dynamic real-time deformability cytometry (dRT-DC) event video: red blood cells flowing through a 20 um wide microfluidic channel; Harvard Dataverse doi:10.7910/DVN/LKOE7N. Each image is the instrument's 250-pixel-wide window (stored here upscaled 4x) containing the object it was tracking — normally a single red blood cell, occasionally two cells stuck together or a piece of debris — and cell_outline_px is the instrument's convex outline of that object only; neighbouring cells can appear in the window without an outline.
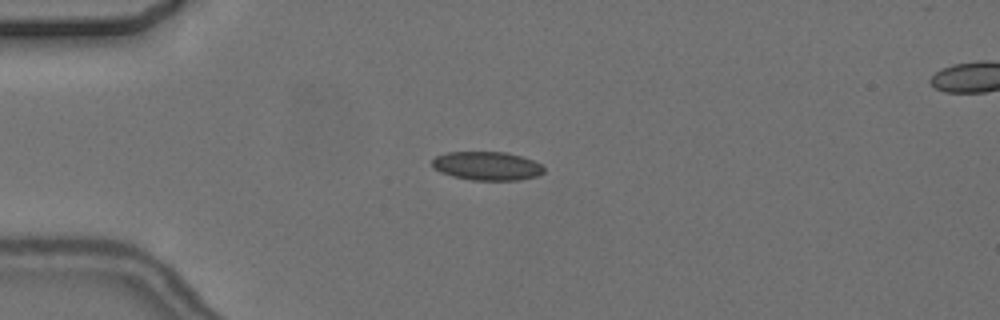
{"species": "common noctule bat (a hibernating species)", "species_latin": "Nyctalus noctula", "temperature_condition": "cold", "stored_images_in_passage": 4, "camera_frame_rate_fps": 3000, "um_per_image_px": 0.085, "animal": {"sex": "female", "body_mass_g": 24.6, "forearm_length_mm": 56.2}, "frame": {"image": 1, "passage_image": 2, "time_ms": 2.333, "image_size_px": [1000, 320], "cell_outline_px": [[544, 172], [536, 176], [516, 180], [472, 180], [452, 176], [440, 172], [432, 168], [432, 160], [436, 156], [448, 152], [508, 152], [532, 160], [540, 164], [544, 168]], "centroid_in_image_um": [41.36, 14.1], "position_along_channel_um": 43.6, "area_um2": 18.61}}
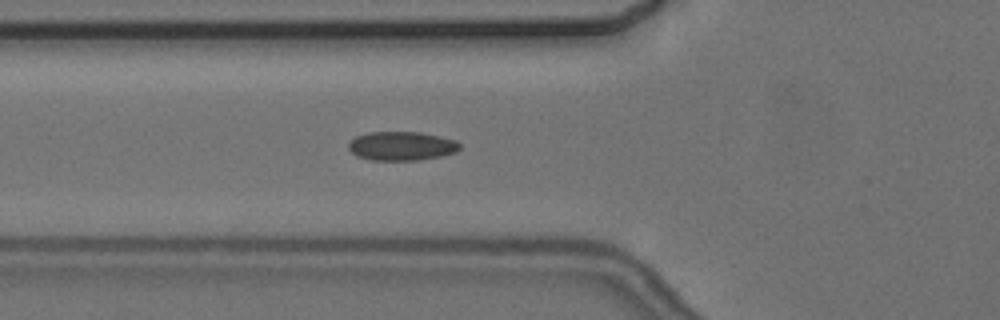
{"frame": {"image": 2, "passage_image": 4, "time_ms": 4.333, "image_size_px": [1000, 320], "cell_outline_px": [[460, 148], [456, 152], [440, 156], [416, 160], [372, 160], [356, 156], [348, 148], [348, 144], [356, 136], [368, 132], [420, 132], [440, 136], [456, 140], [460, 144]], "centroid_in_image_um": [34.13, 12.4], "position_along_channel_um": 91.7, "area_um2": 18.73}}